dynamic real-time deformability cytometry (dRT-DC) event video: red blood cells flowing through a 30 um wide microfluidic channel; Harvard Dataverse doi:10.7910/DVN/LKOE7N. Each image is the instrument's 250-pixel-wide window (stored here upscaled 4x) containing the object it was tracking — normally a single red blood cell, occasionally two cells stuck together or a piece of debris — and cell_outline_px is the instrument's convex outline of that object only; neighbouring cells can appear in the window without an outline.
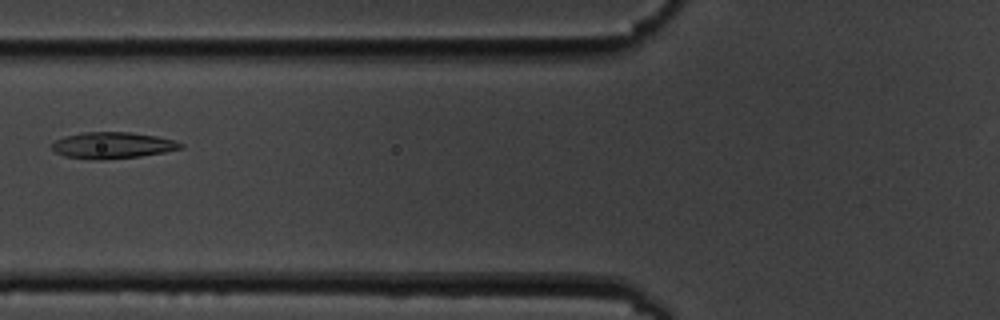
{"species": "common noctule bat (a hibernating species)", "species_latin": "Nyctalus noctula", "temperature_condition": "cold", "stored_images_in_passage": 9, "camera_frame_rate_fps": 3000, "um_per_image_px": 0.085, "animal": {"sex": "male", "body_mass_g": 19.5, "forearm_length_mm": 54.6}, "frame": {"image": 1, "passage_image": 2, "time_ms": 1.333, "image_size_px": [1000, 320], "cell_outline_px": [[184, 148], [164, 152], [140, 156], [100, 160], [64, 156], [56, 152], [52, 148], [52, 144], [56, 140], [64, 136], [84, 132], [132, 132], [156, 136], [176, 140], [184, 144]], "centroid_in_image_um": [9.6, 12.34], "position_along_channel_um": 116.2, "area_um2": 19.77}}
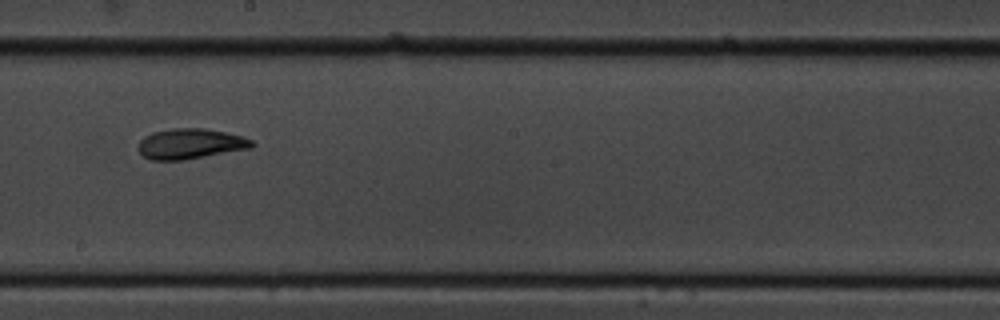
{"frame": {"image": 2, "passage_image": 5, "time_ms": 4.667, "image_size_px": [1000, 320], "cell_outline_px": [[256, 144], [252, 148], [184, 160], [152, 160], [144, 156], [136, 148], [140, 140], [144, 136], [152, 132], [172, 128], [204, 128], [244, 136], [252, 140]], "centroid_in_image_um": [16.18, 12.22], "position_along_channel_um": 232.0, "area_um2": 20.29}}
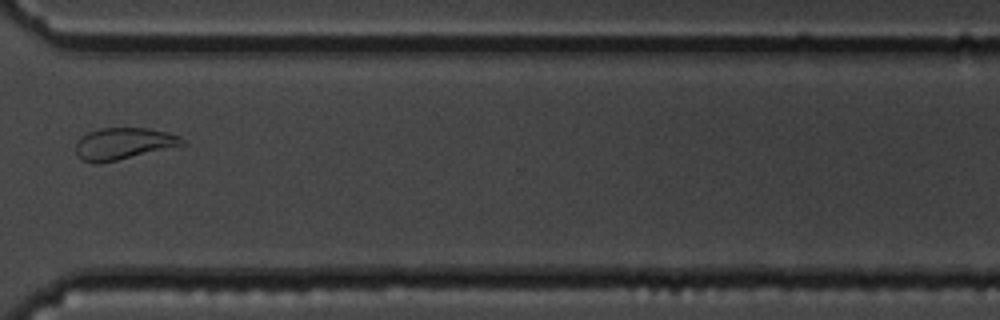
{"frame": {"image": 3, "passage_image": 8, "time_ms": 8.333, "image_size_px": [1000, 320], "cell_outline_px": [[188, 144], [116, 160], [96, 164], [92, 164], [80, 160], [76, 156], [76, 140], [80, 136], [88, 132], [100, 128], [148, 128], [168, 132], [180, 136], [188, 140]], "centroid_in_image_um": [10.49, 12.21], "position_along_channel_um": 360.1, "area_um2": 20.06}}